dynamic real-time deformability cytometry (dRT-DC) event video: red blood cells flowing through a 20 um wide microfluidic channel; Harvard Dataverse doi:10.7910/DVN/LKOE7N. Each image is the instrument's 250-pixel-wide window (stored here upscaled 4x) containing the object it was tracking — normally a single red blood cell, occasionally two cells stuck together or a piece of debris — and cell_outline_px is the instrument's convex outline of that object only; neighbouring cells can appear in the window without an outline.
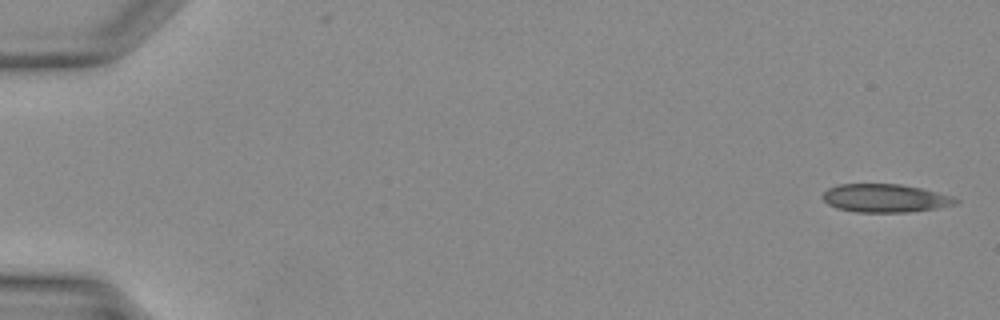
{"species": "Egyptian fruit bat (a non-hibernating species)", "species_latin": "Rousettus aegyptiacus", "temperature_condition": "warm", "stored_images_in_passage": 39, "camera_frame_rate_fps": 3000, "um_per_image_px": 0.085, "animal": {"sex": "female"}, "frame": {"image": 1, "passage_image": 1, "time_ms": 0.0, "image_size_px": [1000, 320], "cell_outline_px": [[960, 200], [956, 204], [940, 208], [912, 212], [856, 212], [836, 208], [828, 204], [820, 196], [828, 188], [840, 184], [900, 184], [924, 188], [952, 196]], "centroid_in_image_um": [75.27, 16.85], "position_along_channel_um": 9.7, "area_um2": 22.2}}
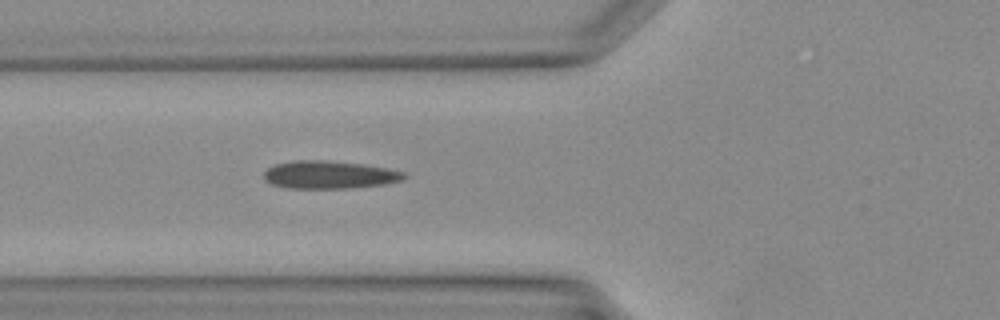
{"frame": {"image": 2, "passage_image": 15, "time_ms": 4.667, "image_size_px": [1000, 320], "cell_outline_px": [[408, 176], [400, 180], [384, 184], [348, 188], [288, 188], [272, 184], [264, 180], [264, 172], [268, 168], [276, 164], [296, 160], [320, 160], [360, 164], [384, 168], [404, 172]], "centroid_in_image_um": [27.95, 14.86], "position_along_channel_um": 97.8, "area_um2": 22.37}}
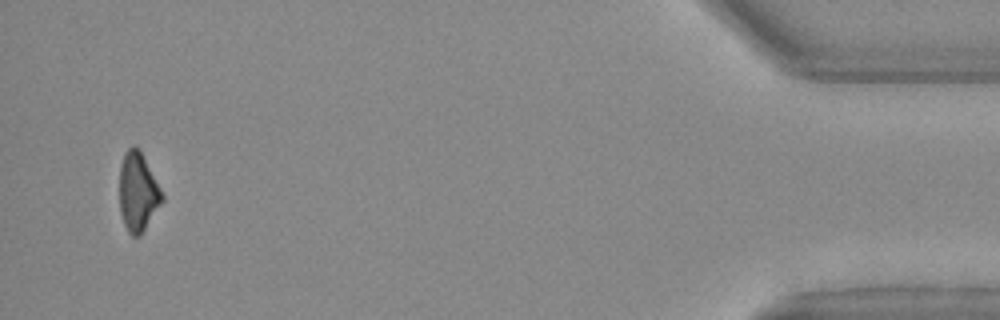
{"frame": {"image": 3, "passage_image": 38, "time_ms": 12.333, "image_size_px": [1000, 320], "cell_outline_px": [[164, 200], [140, 236], [132, 236], [128, 232], [124, 224], [120, 212], [120, 164], [124, 152], [132, 144], [140, 152], [160, 188], [164, 196]], "centroid_in_image_um": [11.71, 16.35], "position_along_channel_um": 423.5, "area_um2": 19.31}}